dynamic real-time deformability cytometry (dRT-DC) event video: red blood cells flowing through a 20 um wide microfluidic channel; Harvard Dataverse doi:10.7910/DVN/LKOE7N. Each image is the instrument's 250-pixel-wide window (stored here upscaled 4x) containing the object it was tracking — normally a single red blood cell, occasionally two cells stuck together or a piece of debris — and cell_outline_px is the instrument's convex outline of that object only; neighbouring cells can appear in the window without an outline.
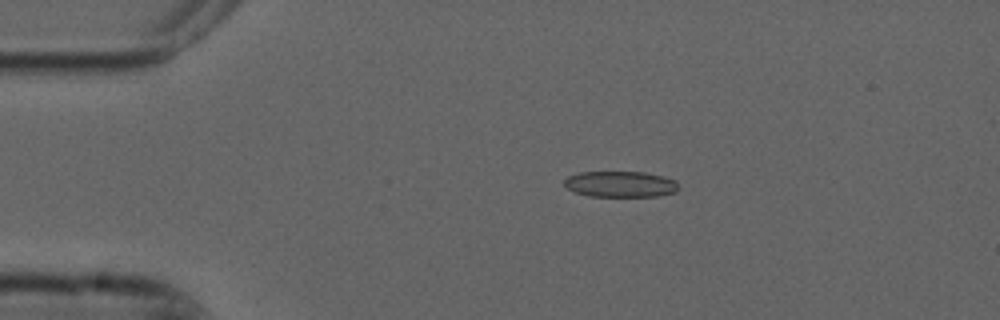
{"species": "common noctule bat (a hibernating species)", "species_latin": "Nyctalus noctula", "temperature_condition": "cold", "stored_images_in_passage": 4, "camera_frame_rate_fps": 3000, "um_per_image_px": 0.085, "animal": {"sex": "male", "forearm_length_mm": 52.5}, "frame": {"image": 1, "passage_image": 3, "time_ms": 0.667, "image_size_px": [1000, 320], "cell_outline_px": [[680, 188], [676, 192], [656, 196], [588, 196], [576, 192], [568, 188], [564, 184], [564, 180], [568, 176], [580, 172], [644, 172], [664, 176], [676, 180]], "centroid_in_image_um": [52.78, 15.65], "position_along_channel_um": 32.2, "area_um2": 17.34}}